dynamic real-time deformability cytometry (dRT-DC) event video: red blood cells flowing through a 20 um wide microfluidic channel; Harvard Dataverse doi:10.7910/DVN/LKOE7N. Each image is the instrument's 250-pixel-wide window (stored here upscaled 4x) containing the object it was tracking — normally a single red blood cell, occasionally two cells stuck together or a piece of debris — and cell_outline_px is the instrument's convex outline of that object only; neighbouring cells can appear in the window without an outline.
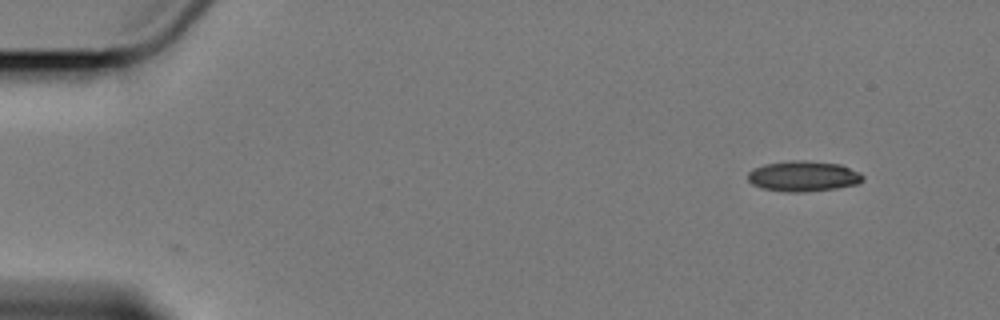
{"species": "Egyptian fruit bat (a non-hibernating species)", "species_latin": "Rousettus aegyptiacus", "temperature_condition": "cold", "stored_images_in_passage": 7, "camera_frame_rate_fps": 3000, "um_per_image_px": 0.085, "animal": {"sex": "female"}, "frame": {"image": 1, "passage_image": 1, "time_ms": 0.0, "image_size_px": [1000, 320], "cell_outline_px": [[864, 180], [860, 184], [836, 188], [804, 192], [784, 192], [760, 188], [752, 184], [748, 180], [748, 172], [764, 164], [792, 160], [804, 160], [840, 164], [860, 172], [864, 176]], "centroid_in_image_um": [68.31, 14.98], "position_along_channel_um": 16.7, "area_um2": 20.63}}
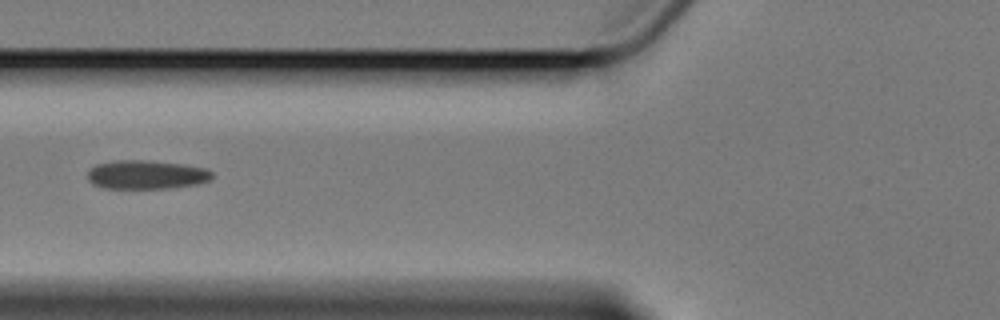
{"frame": {"image": 2, "passage_image": 6, "time_ms": 6.0, "image_size_px": [1000, 320], "cell_outline_px": [[212, 180], [196, 184], [168, 188], [104, 188], [92, 184], [88, 180], [88, 172], [96, 164], [116, 160], [148, 160], [184, 164], [204, 168], [212, 172]], "centroid_in_image_um": [12.44, 14.84], "position_along_channel_um": 113.4, "area_um2": 20.92}}
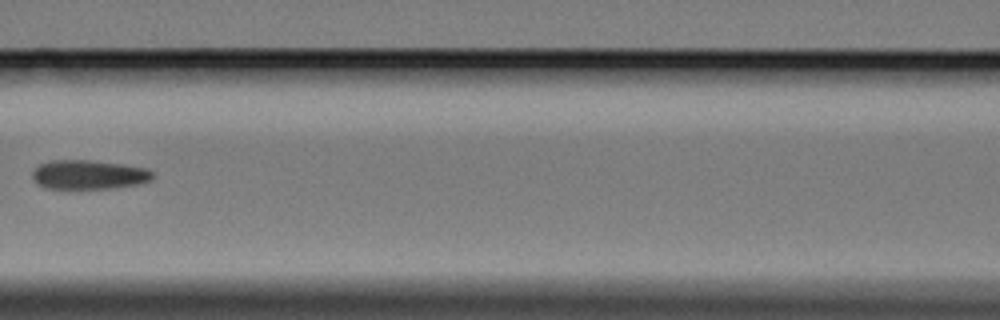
{"frame": {"image": 3, "passage_image": 7, "time_ms": 7.333, "image_size_px": [1000, 320], "cell_outline_px": [[152, 180], [136, 184], [108, 188], [48, 188], [40, 184], [32, 176], [32, 172], [40, 164], [48, 160], [96, 160], [148, 168], [152, 172]], "centroid_in_image_um": [7.56, 14.82], "position_along_channel_um": 159.0, "area_um2": 20.23}}